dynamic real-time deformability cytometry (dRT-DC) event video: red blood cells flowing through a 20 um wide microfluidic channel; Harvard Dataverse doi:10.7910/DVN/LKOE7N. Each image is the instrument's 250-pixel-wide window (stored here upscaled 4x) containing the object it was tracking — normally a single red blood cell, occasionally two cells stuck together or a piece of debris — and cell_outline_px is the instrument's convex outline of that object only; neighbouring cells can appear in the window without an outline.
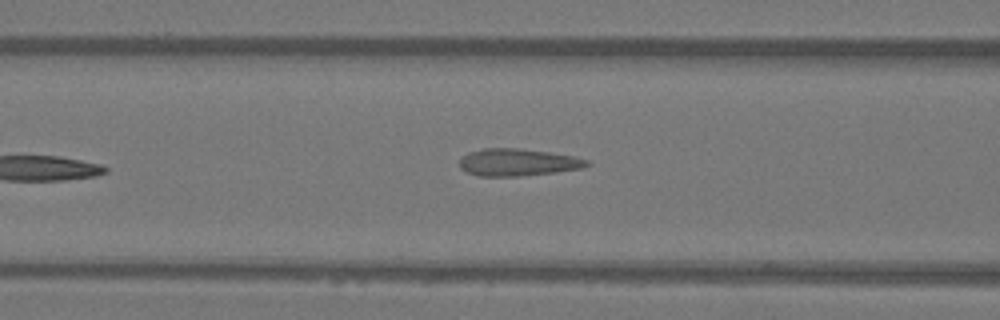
{"species": "Egyptian fruit bat (a non-hibernating species)", "species_latin": "Rousettus aegyptiacus", "temperature_condition": "warm", "stored_images_in_passage": 6, "camera_frame_rate_fps": 3000, "um_per_image_px": 0.085, "animal": {"sex": "female"}, "frame": {"image": 1, "passage_image": 6, "time_ms": 1.667, "image_size_px": [1000, 320], "cell_outline_px": [[592, 164], [580, 168], [556, 172], [520, 176], [480, 176], [468, 172], [460, 168], [460, 160], [468, 152], [484, 148], [520, 148], [548, 152], [572, 156], [588, 160]], "centroid_in_image_um": [44.01, 13.79], "position_along_channel_um": 122.6, "area_um2": 20.06}}